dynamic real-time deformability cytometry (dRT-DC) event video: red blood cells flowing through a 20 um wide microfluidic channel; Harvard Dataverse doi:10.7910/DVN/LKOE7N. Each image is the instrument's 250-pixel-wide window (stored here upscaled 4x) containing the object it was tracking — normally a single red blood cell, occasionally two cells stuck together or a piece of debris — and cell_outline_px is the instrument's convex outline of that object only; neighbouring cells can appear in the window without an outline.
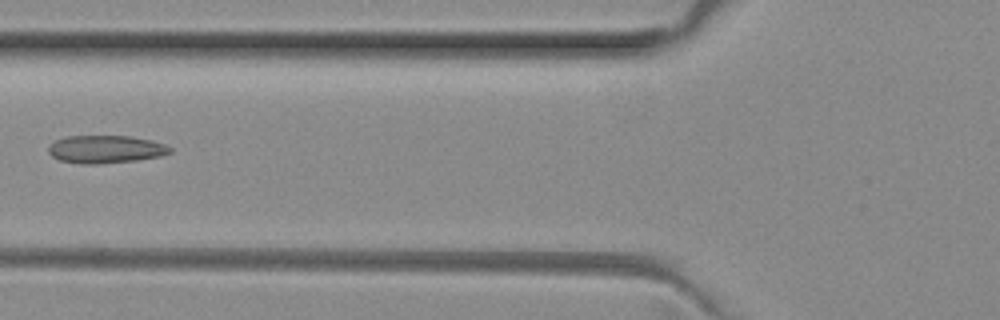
{"species": "common noctule bat (a hibernating species)", "species_latin": "Nyctalus noctula", "temperature_condition": "room temperature", "stored_images_in_passage": 5, "camera_frame_rate_fps": 3000, "um_per_image_px": 0.085, "animal": {"sex": "female", "body_mass_g": 29.2, "forearm_length_mm": 56.3}, "frame": {"image": 1, "passage_image": 5, "time_ms": 1.333, "image_size_px": [1000, 320], "cell_outline_px": [[172, 152], [160, 156], [136, 160], [96, 164], [80, 164], [60, 160], [52, 156], [48, 152], [48, 148], [56, 140], [64, 136], [132, 136], [152, 140], [164, 144], [172, 148]], "centroid_in_image_um": [8.99, 12.68], "position_along_channel_um": 116.8, "area_um2": 19.71}}